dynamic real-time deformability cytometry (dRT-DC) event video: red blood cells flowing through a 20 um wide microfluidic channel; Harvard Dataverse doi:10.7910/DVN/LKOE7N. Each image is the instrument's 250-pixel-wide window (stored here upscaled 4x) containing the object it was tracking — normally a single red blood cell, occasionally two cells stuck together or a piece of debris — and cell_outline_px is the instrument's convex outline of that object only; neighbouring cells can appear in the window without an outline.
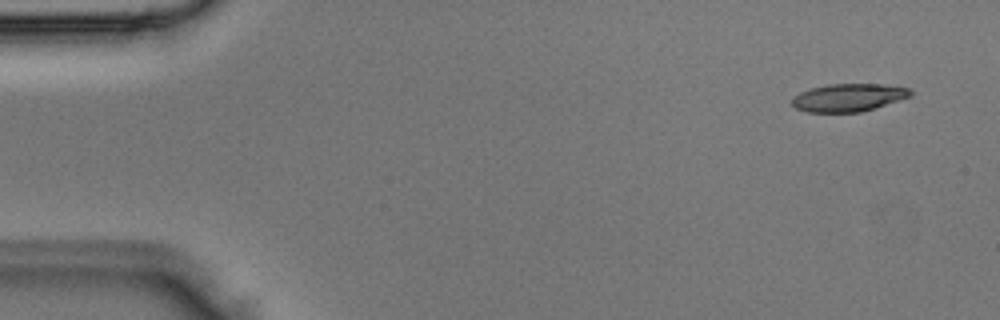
{"species": "Egyptian fruit bat (a non-hibernating species)", "species_latin": "Rousettus aegyptiacus", "temperature_condition": "room temperature", "stored_images_in_passage": 4, "camera_frame_rate_fps": 3000, "um_per_image_px": 0.085, "animal": {"sex": "male"}, "frame": {"image": 1, "passage_image": 1, "time_ms": 0.0, "image_size_px": [1000, 320], "cell_outline_px": [[912, 96], [860, 112], [808, 112], [796, 108], [792, 104], [792, 96], [800, 92], [812, 88], [828, 84], [884, 84], [908, 88], [912, 92]], "centroid_in_image_um": [72.1, 8.29], "position_along_channel_um": 12.9, "area_um2": 19.07}}